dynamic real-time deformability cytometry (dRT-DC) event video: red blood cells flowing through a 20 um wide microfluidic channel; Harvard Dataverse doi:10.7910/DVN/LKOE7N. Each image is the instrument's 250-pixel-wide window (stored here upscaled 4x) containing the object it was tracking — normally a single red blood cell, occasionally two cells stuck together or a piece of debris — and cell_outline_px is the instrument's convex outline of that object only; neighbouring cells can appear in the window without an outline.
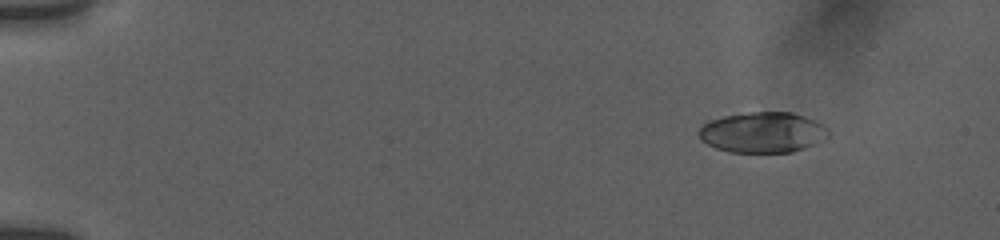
{"species": "human", "species_latin": "Homo sapiens", "temperature_condition": "room temperature", "stored_images_in_passage": 12, "camera_frame_rate_fps": 3000, "um_per_image_px": 0.085, "donor": {"sex": "female"}, "frame": {"image": 1, "passage_image": 3, "time_ms": 2.0, "image_size_px": [1000, 240], "cell_outline_px": [[828, 136], [812, 144], [792, 152], [728, 152], [716, 148], [700, 140], [700, 128], [708, 120], [724, 116], [752, 112], [792, 112], [816, 120], [824, 124], [828, 128]], "centroid_in_image_um": [64.82, 11.24], "position_along_channel_um": 20.2, "area_um2": 30.46}}
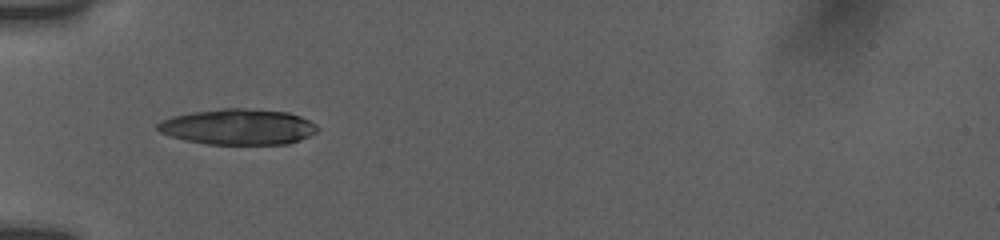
{"frame": {"image": 2, "passage_image": 11, "time_ms": 6.333, "image_size_px": [1000, 240], "cell_outline_px": [[320, 128], [316, 132], [300, 140], [288, 144], [204, 144], [184, 140], [160, 132], [156, 128], [156, 124], [160, 120], [172, 116], [192, 112], [220, 108], [244, 108], [288, 112], [300, 116], [308, 120]], "centroid_in_image_um": [20.22, 10.78], "position_along_channel_um": 64.8, "area_um2": 33.41}}